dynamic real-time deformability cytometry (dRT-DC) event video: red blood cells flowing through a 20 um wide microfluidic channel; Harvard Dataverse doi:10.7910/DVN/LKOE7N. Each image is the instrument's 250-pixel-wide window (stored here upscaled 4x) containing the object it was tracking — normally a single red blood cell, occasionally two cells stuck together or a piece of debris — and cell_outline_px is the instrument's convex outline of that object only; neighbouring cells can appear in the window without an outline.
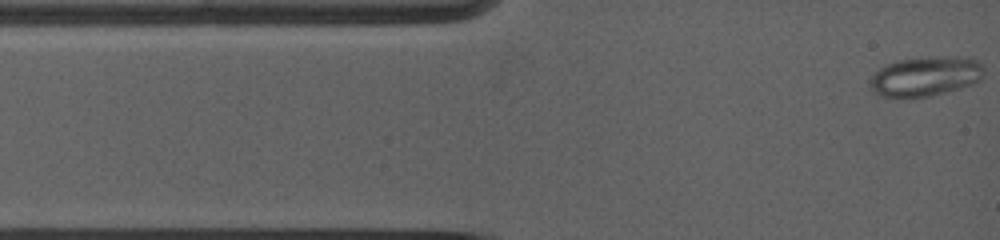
{"species": "common noctule bat (a hibernating species)", "species_latin": "Nyctalus noctula", "temperature_condition": "warm", "stored_images_in_passage": 2, "camera_frame_rate_fps": 5000, "um_per_image_px": 0.085, "animal": {"sex": "female", "body_mass_g": 19.0, "forearm_length_mm": 53.3}, "frame": {"image": 1, "passage_image": 1, "time_ms": 0.0, "image_size_px": [1000, 240], "cell_outline_px": [[984, 72], [980, 80], [972, 84], [960, 88], [932, 96], [912, 100], [876, 96], [868, 88], [868, 80], [880, 68], [896, 60], [928, 56], [956, 56], [976, 60], [984, 68]], "centroid_in_image_um": [78.58, 6.53], "position_along_channel_um": 6.4, "area_um2": 27.34}}